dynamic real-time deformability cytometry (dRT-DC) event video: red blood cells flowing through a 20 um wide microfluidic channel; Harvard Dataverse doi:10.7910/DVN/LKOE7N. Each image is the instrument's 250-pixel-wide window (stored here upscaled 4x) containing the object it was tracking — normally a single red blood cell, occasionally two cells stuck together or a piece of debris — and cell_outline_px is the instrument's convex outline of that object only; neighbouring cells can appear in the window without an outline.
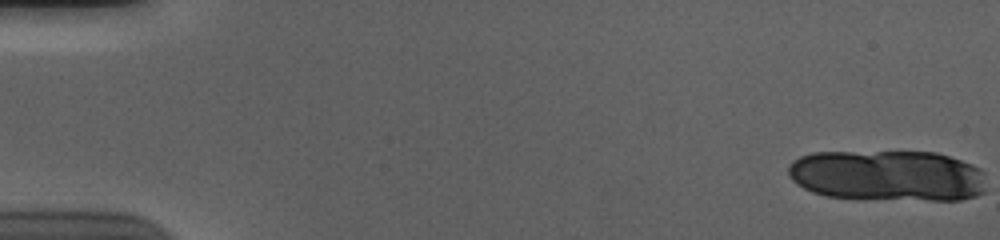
{"species": "human", "species_latin": "Homo sapiens", "temperature_condition": "cold", "stored_images_in_passage": 16, "camera_frame_rate_fps": 3000, "um_per_image_px": 0.085, "donor": {"sex": "male"}, "frame": {"image": 1, "passage_image": 1, "time_ms": 0.0, "image_size_px": [1000, 240], "cell_outline_px": [[984, 192], [976, 196], [960, 200], [856, 200], [824, 196], [812, 192], [796, 184], [788, 176], [788, 164], [792, 160], [800, 156], [812, 152], [936, 152], [972, 164], [980, 168], [984, 172]], "centroid_in_image_um": [75.4, 14.95], "position_along_channel_um": 9.6, "area_um2": 60.17}}